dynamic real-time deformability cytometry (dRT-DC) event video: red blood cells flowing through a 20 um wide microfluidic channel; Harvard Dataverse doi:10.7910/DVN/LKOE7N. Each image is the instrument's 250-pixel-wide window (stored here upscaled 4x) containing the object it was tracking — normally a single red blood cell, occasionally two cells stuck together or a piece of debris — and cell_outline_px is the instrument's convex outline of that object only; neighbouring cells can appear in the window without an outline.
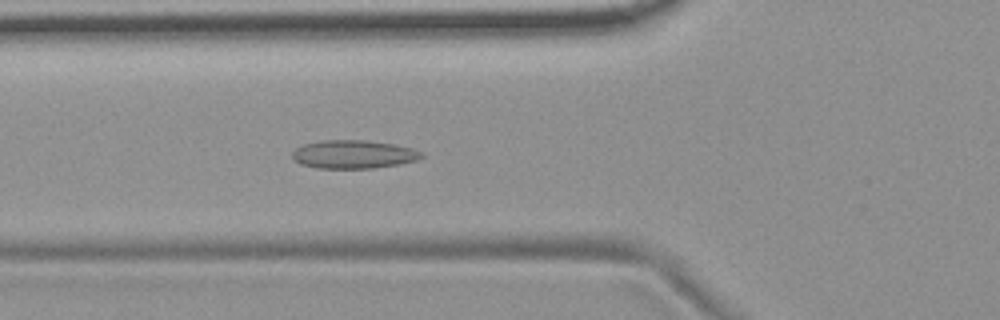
{"species": "common noctule bat (a hibernating species)", "species_latin": "Nyctalus noctula", "temperature_condition": "room temperature", "stored_images_in_passage": 39, "camera_frame_rate_fps": 3000, "um_per_image_px": 0.085, "animal": {"sex": "female", "body_mass_g": 19.9}, "frame": {"image": 1, "passage_image": 4, "time_ms": 1.0, "image_size_px": [1000, 320], "cell_outline_px": [[424, 156], [416, 160], [400, 164], [372, 168], [316, 168], [300, 164], [292, 160], [292, 152], [296, 148], [304, 144], [320, 140], [368, 140], [392, 144], [412, 148], [424, 152]], "centroid_in_image_um": [30.03, 13.11], "position_along_channel_um": 95.8, "area_um2": 21.5}}
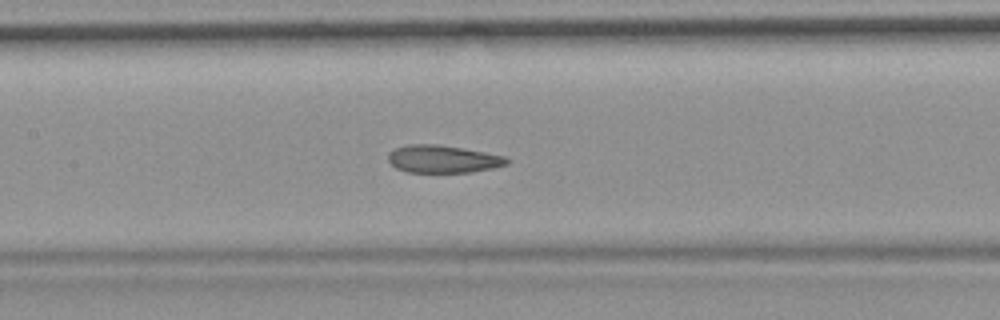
{"frame": {"image": 2, "passage_image": 10, "time_ms": 3.0, "image_size_px": [1000, 320], "cell_outline_px": [[512, 160], [508, 164], [492, 168], [472, 172], [408, 172], [396, 168], [388, 160], [388, 152], [396, 148], [408, 144], [436, 144], [484, 152], [504, 156]], "centroid_in_image_um": [37.65, 13.52], "position_along_channel_um": 169.8, "area_um2": 19.02}}
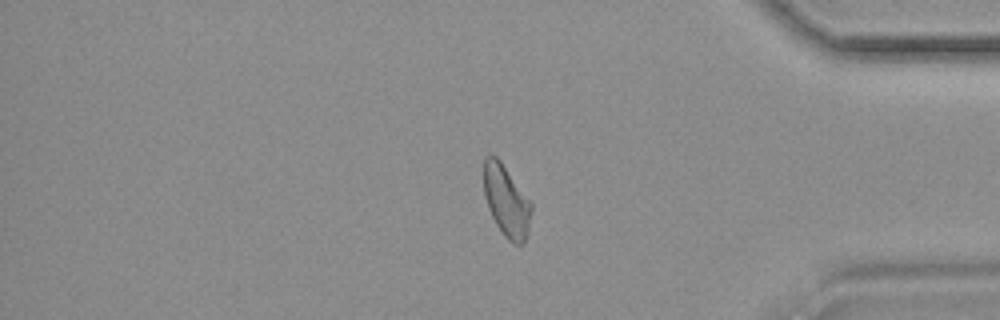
{"frame": {"image": 3, "passage_image": 30, "time_ms": 9.667, "image_size_px": [1000, 320], "cell_outline_px": [[532, 208], [528, 232], [524, 244], [512, 244], [504, 236], [496, 224], [488, 208], [484, 192], [484, 160], [488, 156], [496, 156], [500, 160], [532, 204]], "centroid_in_image_um": [43.05, 17.13], "position_along_channel_um": 392.2, "area_um2": 19.59}, "authors_computed_cell_mechanics": {"area_um2": 19.8832, "velocity_mm_per_s": 3.6903, "shape_relaxation_time_tau1_ms": null, "shape_relaxation_time_tau2_ms": 1.8052, "deformation_change_tau1": null, "deformation_change_tau2": 0.0763}}